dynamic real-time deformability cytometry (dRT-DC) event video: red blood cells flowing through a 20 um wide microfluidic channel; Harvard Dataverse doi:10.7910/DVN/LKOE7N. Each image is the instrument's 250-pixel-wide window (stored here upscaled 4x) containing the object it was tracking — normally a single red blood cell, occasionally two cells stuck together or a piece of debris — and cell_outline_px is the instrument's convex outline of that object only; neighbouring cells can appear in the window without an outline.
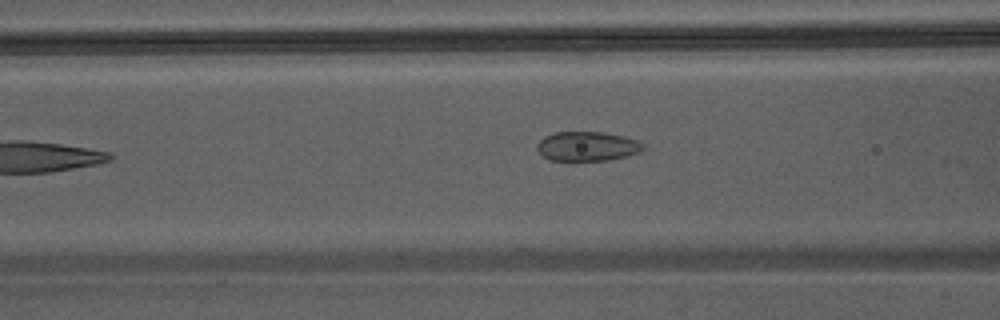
{"species": "Egyptian fruit bat (a non-hibernating species)", "species_latin": "Rousettus aegyptiacus", "temperature_condition": "warm", "stored_images_in_passage": 4, "camera_frame_rate_fps": 3000, "um_per_image_px": 0.085, "animal": {"sex": "male"}, "frame": {"image": 1, "passage_image": 4, "time_ms": 3.333, "image_size_px": [1000, 320], "cell_outline_px": [[644, 148], [640, 152], [608, 160], [552, 160], [544, 156], [536, 148], [536, 144], [544, 136], [556, 132], [604, 132], [624, 136], [640, 140], [644, 144]], "centroid_in_image_um": [49.94, 12.42], "position_along_channel_um": 116.7, "area_um2": 18.15}}